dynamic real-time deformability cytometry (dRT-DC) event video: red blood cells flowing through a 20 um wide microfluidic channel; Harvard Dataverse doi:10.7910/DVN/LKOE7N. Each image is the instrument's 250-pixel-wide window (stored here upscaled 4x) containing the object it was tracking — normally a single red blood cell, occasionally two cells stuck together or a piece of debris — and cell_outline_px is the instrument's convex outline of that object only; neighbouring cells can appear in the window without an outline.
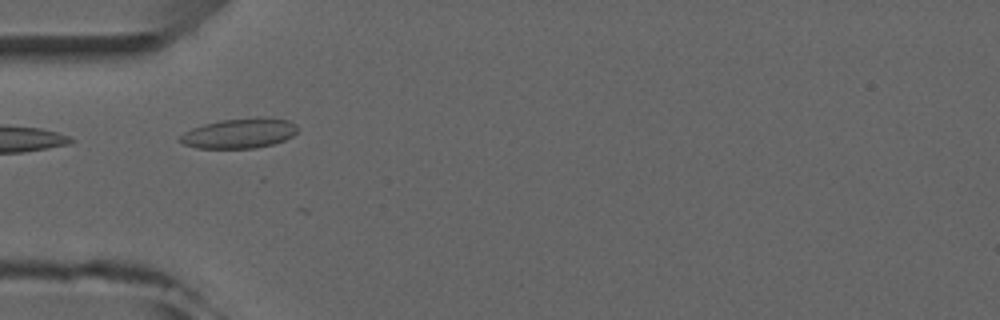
{"species": "common noctule bat (a hibernating species)", "species_latin": "Nyctalus noctula", "temperature_condition": "room temperature", "stored_images_in_passage": 9, "camera_frame_rate_fps": 3000, "um_per_image_px": 0.085, "animal": {"sex": "male", "forearm_length_mm": 52.5}, "frame": {"image": 1, "passage_image": 5, "time_ms": 4.667, "image_size_px": [1000, 320], "cell_outline_px": [[300, 128], [292, 136], [284, 140], [272, 144], [256, 148], [196, 148], [184, 144], [176, 140], [184, 132], [192, 128], [204, 124], [220, 120], [256, 116], [264, 116], [288, 120], [296, 124]], "centroid_in_image_um": [20.36, 11.31], "position_along_channel_um": 64.6, "area_um2": 20.87}}
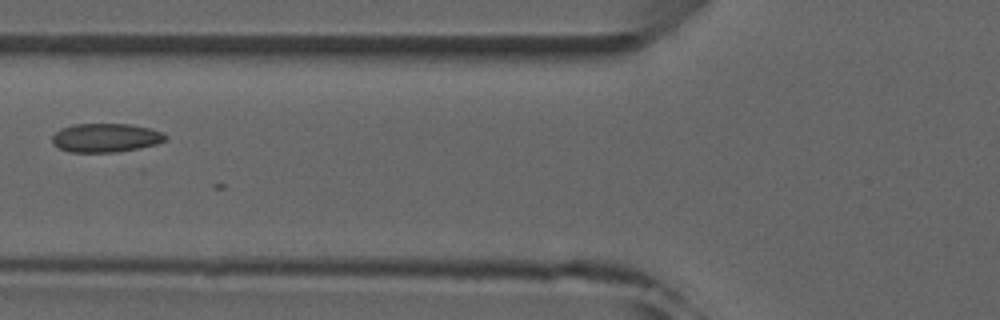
{"frame": {"image": 2, "passage_image": 6, "time_ms": 6.0, "image_size_px": [1000, 320], "cell_outline_px": [[168, 136], [164, 140], [156, 144], [140, 148], [116, 152], [68, 152], [52, 144], [52, 136], [60, 128], [76, 124], [128, 124], [148, 128], [164, 132]], "centroid_in_image_um": [8.97, 11.71], "position_along_channel_um": 116.8, "area_um2": 19.02}}
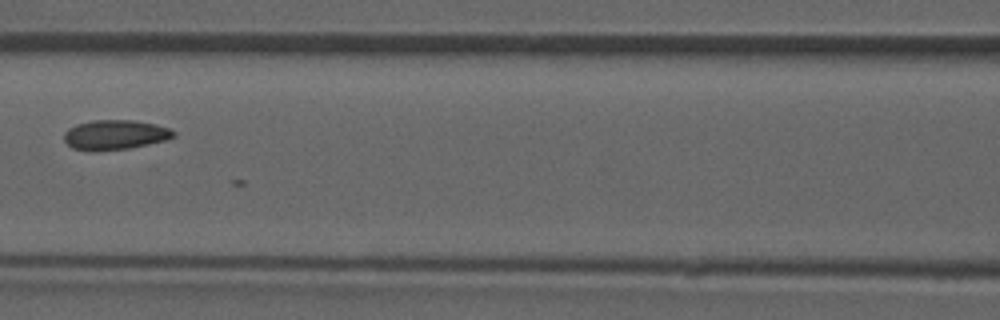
{"frame": {"image": 3, "passage_image": 7, "time_ms": 7.0, "image_size_px": [1000, 320], "cell_outline_px": [[176, 136], [168, 140], [128, 148], [72, 148], [64, 140], [64, 132], [68, 128], [76, 124], [92, 120], [136, 120], [156, 124], [168, 128], [176, 132]], "centroid_in_image_um": [9.84, 11.4], "position_along_channel_um": 156.8, "area_um2": 18.44}}